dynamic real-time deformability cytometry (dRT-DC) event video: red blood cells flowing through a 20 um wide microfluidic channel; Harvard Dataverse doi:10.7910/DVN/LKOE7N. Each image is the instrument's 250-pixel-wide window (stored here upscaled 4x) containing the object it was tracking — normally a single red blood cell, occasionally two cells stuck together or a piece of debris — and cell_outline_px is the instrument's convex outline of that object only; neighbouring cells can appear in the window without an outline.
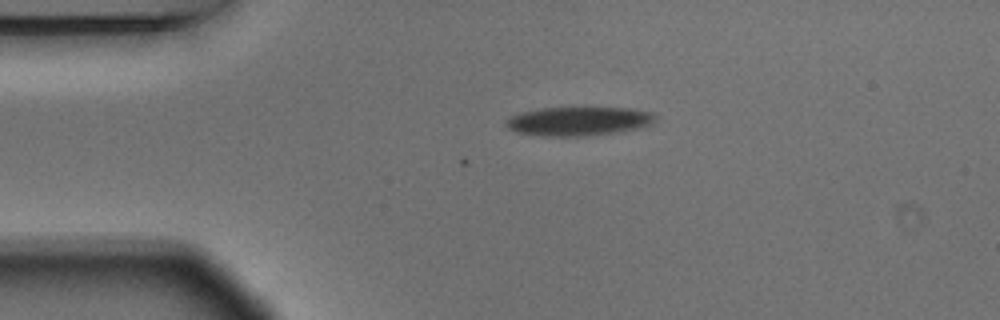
{"species": "Egyptian fruit bat (a non-hibernating species)", "species_latin": "Rousettus aegyptiacus", "temperature_condition": "warm", "stored_images_in_passage": 4, "camera_frame_rate_fps": 3000, "um_per_image_px": 0.085, "animal": {"sex": "male"}, "frame": {"image": 1, "passage_image": 1, "time_ms": 0.0, "image_size_px": [1000, 320], "cell_outline_px": [[656, 120], [652, 124], [640, 128], [588, 136], [544, 136], [516, 132], [508, 128], [504, 124], [504, 120], [520, 112], [544, 108], [628, 108], [652, 112], [656, 116]], "centroid_in_image_um": [49.17, 10.3], "position_along_channel_um": 35.8, "area_um2": 25.14}}